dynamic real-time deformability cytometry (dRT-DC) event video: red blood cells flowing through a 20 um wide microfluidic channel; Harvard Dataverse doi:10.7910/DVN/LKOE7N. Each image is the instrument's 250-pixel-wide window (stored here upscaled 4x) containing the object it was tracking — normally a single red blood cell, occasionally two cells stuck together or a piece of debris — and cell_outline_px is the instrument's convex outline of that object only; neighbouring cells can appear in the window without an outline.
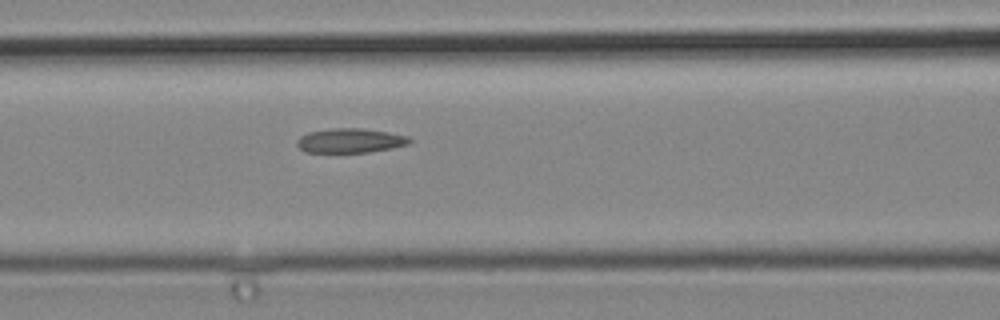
{"species": "common noctule bat (a hibernating species)", "species_latin": "Nyctalus noctula", "temperature_condition": "cold", "stored_images_in_passage": 6, "camera_frame_rate_fps": 3000, "um_per_image_px": 0.085, "animal": {"sex": "male", "body_mass_g": 19.2, "forearm_length_mm": 51.8}, "frame": {"image": 1, "passage_image": 6, "time_ms": 1.667, "image_size_px": [1000, 320], "cell_outline_px": [[412, 140], [408, 144], [392, 148], [368, 152], [304, 152], [296, 144], [296, 140], [300, 136], [308, 132], [332, 128], [360, 128], [388, 132], [408, 136]], "centroid_in_image_um": [29.75, 11.95], "position_along_channel_um": 136.9, "area_um2": 16.01}}